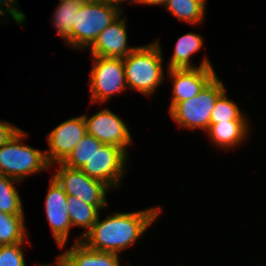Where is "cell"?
<instances>
[{
    "label": "cell",
    "instance_id": "obj_1",
    "mask_svg": "<svg viewBox=\"0 0 266 266\" xmlns=\"http://www.w3.org/2000/svg\"><path fill=\"white\" fill-rule=\"evenodd\" d=\"M163 212L159 206L132 212H114L100 219L82 237L88 248L120 255L137 243Z\"/></svg>",
    "mask_w": 266,
    "mask_h": 266
},
{
    "label": "cell",
    "instance_id": "obj_2",
    "mask_svg": "<svg viewBox=\"0 0 266 266\" xmlns=\"http://www.w3.org/2000/svg\"><path fill=\"white\" fill-rule=\"evenodd\" d=\"M158 40L137 46L123 58L127 88L152 96L162 84L165 73L163 52Z\"/></svg>",
    "mask_w": 266,
    "mask_h": 266
},
{
    "label": "cell",
    "instance_id": "obj_3",
    "mask_svg": "<svg viewBox=\"0 0 266 266\" xmlns=\"http://www.w3.org/2000/svg\"><path fill=\"white\" fill-rule=\"evenodd\" d=\"M26 138L28 133L21 129L14 138L0 147V173L20 182L32 174L50 169L45 150L23 143Z\"/></svg>",
    "mask_w": 266,
    "mask_h": 266
},
{
    "label": "cell",
    "instance_id": "obj_4",
    "mask_svg": "<svg viewBox=\"0 0 266 266\" xmlns=\"http://www.w3.org/2000/svg\"><path fill=\"white\" fill-rule=\"evenodd\" d=\"M226 90L223 81L216 75L198 95L176 103L168 114L180 128L206 132L216 100Z\"/></svg>",
    "mask_w": 266,
    "mask_h": 266
},
{
    "label": "cell",
    "instance_id": "obj_5",
    "mask_svg": "<svg viewBox=\"0 0 266 266\" xmlns=\"http://www.w3.org/2000/svg\"><path fill=\"white\" fill-rule=\"evenodd\" d=\"M122 12L101 0H86L77 12L72 28V49H88L98 34Z\"/></svg>",
    "mask_w": 266,
    "mask_h": 266
},
{
    "label": "cell",
    "instance_id": "obj_6",
    "mask_svg": "<svg viewBox=\"0 0 266 266\" xmlns=\"http://www.w3.org/2000/svg\"><path fill=\"white\" fill-rule=\"evenodd\" d=\"M89 75L90 104H104L127 89L122 58L96 56ZM117 93V94H116Z\"/></svg>",
    "mask_w": 266,
    "mask_h": 266
},
{
    "label": "cell",
    "instance_id": "obj_7",
    "mask_svg": "<svg viewBox=\"0 0 266 266\" xmlns=\"http://www.w3.org/2000/svg\"><path fill=\"white\" fill-rule=\"evenodd\" d=\"M55 165L58 168L53 172L52 177L67 195L76 196L83 202L94 205L100 211L106 209L109 205L107 195L112 191L107 185L90 178L80 169L68 167L61 162L50 165V168L52 169Z\"/></svg>",
    "mask_w": 266,
    "mask_h": 266
},
{
    "label": "cell",
    "instance_id": "obj_8",
    "mask_svg": "<svg viewBox=\"0 0 266 266\" xmlns=\"http://www.w3.org/2000/svg\"><path fill=\"white\" fill-rule=\"evenodd\" d=\"M129 159V154L122 148L103 144L80 170L113 190L121 186V180L126 175Z\"/></svg>",
    "mask_w": 266,
    "mask_h": 266
},
{
    "label": "cell",
    "instance_id": "obj_9",
    "mask_svg": "<svg viewBox=\"0 0 266 266\" xmlns=\"http://www.w3.org/2000/svg\"><path fill=\"white\" fill-rule=\"evenodd\" d=\"M87 133L103 144H111L122 148L127 154L133 138L127 124L108 108H103L88 117L83 114Z\"/></svg>",
    "mask_w": 266,
    "mask_h": 266
},
{
    "label": "cell",
    "instance_id": "obj_10",
    "mask_svg": "<svg viewBox=\"0 0 266 266\" xmlns=\"http://www.w3.org/2000/svg\"><path fill=\"white\" fill-rule=\"evenodd\" d=\"M87 134L83 115L72 117L58 124L47 134L48 149L45 155L50 165L62 162Z\"/></svg>",
    "mask_w": 266,
    "mask_h": 266
},
{
    "label": "cell",
    "instance_id": "obj_11",
    "mask_svg": "<svg viewBox=\"0 0 266 266\" xmlns=\"http://www.w3.org/2000/svg\"><path fill=\"white\" fill-rule=\"evenodd\" d=\"M45 197V214L52 236L61 249L67 245L72 224L67 210V194L57 181L51 177Z\"/></svg>",
    "mask_w": 266,
    "mask_h": 266
},
{
    "label": "cell",
    "instance_id": "obj_12",
    "mask_svg": "<svg viewBox=\"0 0 266 266\" xmlns=\"http://www.w3.org/2000/svg\"><path fill=\"white\" fill-rule=\"evenodd\" d=\"M216 75L214 67L167 69V76L173 82L169 110L176 103L198 95Z\"/></svg>",
    "mask_w": 266,
    "mask_h": 266
},
{
    "label": "cell",
    "instance_id": "obj_13",
    "mask_svg": "<svg viewBox=\"0 0 266 266\" xmlns=\"http://www.w3.org/2000/svg\"><path fill=\"white\" fill-rule=\"evenodd\" d=\"M123 12L112 23L100 32L94 43L87 49L91 57L102 56L125 58L137 46H129L127 33V17Z\"/></svg>",
    "mask_w": 266,
    "mask_h": 266
},
{
    "label": "cell",
    "instance_id": "obj_14",
    "mask_svg": "<svg viewBox=\"0 0 266 266\" xmlns=\"http://www.w3.org/2000/svg\"><path fill=\"white\" fill-rule=\"evenodd\" d=\"M57 257L65 266H121L120 255L90 249L81 241L73 243Z\"/></svg>",
    "mask_w": 266,
    "mask_h": 266
},
{
    "label": "cell",
    "instance_id": "obj_15",
    "mask_svg": "<svg viewBox=\"0 0 266 266\" xmlns=\"http://www.w3.org/2000/svg\"><path fill=\"white\" fill-rule=\"evenodd\" d=\"M249 121H230L210 124L206 135L212 145L219 149L228 150L240 147L247 141L250 132ZM242 143V144H241Z\"/></svg>",
    "mask_w": 266,
    "mask_h": 266
},
{
    "label": "cell",
    "instance_id": "obj_16",
    "mask_svg": "<svg viewBox=\"0 0 266 266\" xmlns=\"http://www.w3.org/2000/svg\"><path fill=\"white\" fill-rule=\"evenodd\" d=\"M204 38L199 33H186L181 37L177 38L175 43L172 56L168 62L167 69H185V68H198V67H213L212 63L206 57L201 60V63L198 65H192V56L196 52L198 53L202 50L204 46Z\"/></svg>",
    "mask_w": 266,
    "mask_h": 266
},
{
    "label": "cell",
    "instance_id": "obj_17",
    "mask_svg": "<svg viewBox=\"0 0 266 266\" xmlns=\"http://www.w3.org/2000/svg\"><path fill=\"white\" fill-rule=\"evenodd\" d=\"M86 0H66L58 3L52 16V24L65 45L72 49V28L77 12Z\"/></svg>",
    "mask_w": 266,
    "mask_h": 266
},
{
    "label": "cell",
    "instance_id": "obj_18",
    "mask_svg": "<svg viewBox=\"0 0 266 266\" xmlns=\"http://www.w3.org/2000/svg\"><path fill=\"white\" fill-rule=\"evenodd\" d=\"M206 6V0H167L164 8L179 21L196 27L205 21Z\"/></svg>",
    "mask_w": 266,
    "mask_h": 266
},
{
    "label": "cell",
    "instance_id": "obj_19",
    "mask_svg": "<svg viewBox=\"0 0 266 266\" xmlns=\"http://www.w3.org/2000/svg\"><path fill=\"white\" fill-rule=\"evenodd\" d=\"M67 210L72 224V228L81 227L84 230L80 236L76 237L74 243L80 242L82 237L92 228L97 221L100 210L92 204H87L76 196H67Z\"/></svg>",
    "mask_w": 266,
    "mask_h": 266
},
{
    "label": "cell",
    "instance_id": "obj_20",
    "mask_svg": "<svg viewBox=\"0 0 266 266\" xmlns=\"http://www.w3.org/2000/svg\"><path fill=\"white\" fill-rule=\"evenodd\" d=\"M25 226V215H12L0 211V245L30 242Z\"/></svg>",
    "mask_w": 266,
    "mask_h": 266
},
{
    "label": "cell",
    "instance_id": "obj_21",
    "mask_svg": "<svg viewBox=\"0 0 266 266\" xmlns=\"http://www.w3.org/2000/svg\"><path fill=\"white\" fill-rule=\"evenodd\" d=\"M22 182L0 173V211L12 215H24L23 203L14 184Z\"/></svg>",
    "mask_w": 266,
    "mask_h": 266
},
{
    "label": "cell",
    "instance_id": "obj_22",
    "mask_svg": "<svg viewBox=\"0 0 266 266\" xmlns=\"http://www.w3.org/2000/svg\"><path fill=\"white\" fill-rule=\"evenodd\" d=\"M102 145L101 141L87 133L61 163L80 169Z\"/></svg>",
    "mask_w": 266,
    "mask_h": 266
},
{
    "label": "cell",
    "instance_id": "obj_23",
    "mask_svg": "<svg viewBox=\"0 0 266 266\" xmlns=\"http://www.w3.org/2000/svg\"><path fill=\"white\" fill-rule=\"evenodd\" d=\"M225 91L215 103L212 110L210 124H215L219 122H230V121H249L247 114L240 110V107L236 102L229 99Z\"/></svg>",
    "mask_w": 266,
    "mask_h": 266
},
{
    "label": "cell",
    "instance_id": "obj_24",
    "mask_svg": "<svg viewBox=\"0 0 266 266\" xmlns=\"http://www.w3.org/2000/svg\"><path fill=\"white\" fill-rule=\"evenodd\" d=\"M25 242L12 245H0V266H26Z\"/></svg>",
    "mask_w": 266,
    "mask_h": 266
},
{
    "label": "cell",
    "instance_id": "obj_25",
    "mask_svg": "<svg viewBox=\"0 0 266 266\" xmlns=\"http://www.w3.org/2000/svg\"><path fill=\"white\" fill-rule=\"evenodd\" d=\"M18 3L17 0H0V17L3 19L7 15L15 20V23L23 26L26 16Z\"/></svg>",
    "mask_w": 266,
    "mask_h": 266
},
{
    "label": "cell",
    "instance_id": "obj_26",
    "mask_svg": "<svg viewBox=\"0 0 266 266\" xmlns=\"http://www.w3.org/2000/svg\"><path fill=\"white\" fill-rule=\"evenodd\" d=\"M21 130L18 126L0 120V147L8 143Z\"/></svg>",
    "mask_w": 266,
    "mask_h": 266
},
{
    "label": "cell",
    "instance_id": "obj_27",
    "mask_svg": "<svg viewBox=\"0 0 266 266\" xmlns=\"http://www.w3.org/2000/svg\"><path fill=\"white\" fill-rule=\"evenodd\" d=\"M105 3H107L108 5H111L113 7H116L120 12H123L124 10H122V5L124 2L129 1L128 3L133 4V5H138L139 0H101Z\"/></svg>",
    "mask_w": 266,
    "mask_h": 266
},
{
    "label": "cell",
    "instance_id": "obj_28",
    "mask_svg": "<svg viewBox=\"0 0 266 266\" xmlns=\"http://www.w3.org/2000/svg\"><path fill=\"white\" fill-rule=\"evenodd\" d=\"M167 0H139L138 5L144 4V5H160L165 6Z\"/></svg>",
    "mask_w": 266,
    "mask_h": 266
},
{
    "label": "cell",
    "instance_id": "obj_29",
    "mask_svg": "<svg viewBox=\"0 0 266 266\" xmlns=\"http://www.w3.org/2000/svg\"><path fill=\"white\" fill-rule=\"evenodd\" d=\"M57 259H56V261H55V263H48V264H41V263H35V265L37 264V266H65L63 263H62V261L58 258V257H56Z\"/></svg>",
    "mask_w": 266,
    "mask_h": 266
}]
</instances>
